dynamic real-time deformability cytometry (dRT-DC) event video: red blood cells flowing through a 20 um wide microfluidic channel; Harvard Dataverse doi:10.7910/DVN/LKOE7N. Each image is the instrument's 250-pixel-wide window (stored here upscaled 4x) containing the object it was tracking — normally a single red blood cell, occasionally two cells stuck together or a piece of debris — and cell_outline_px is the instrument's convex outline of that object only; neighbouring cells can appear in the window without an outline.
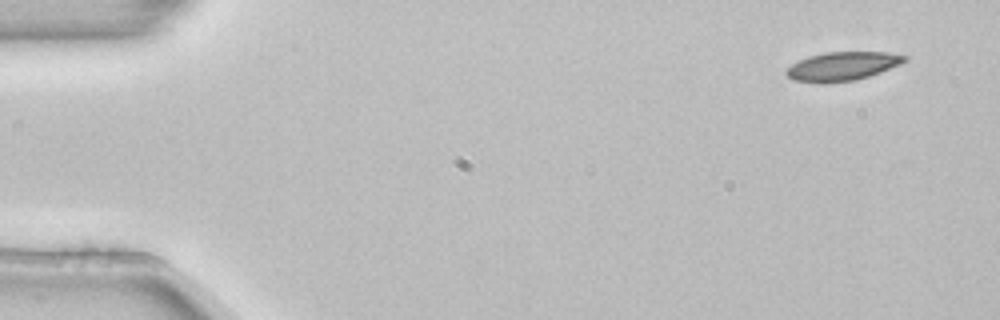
{"species": "common noctule bat (a hibernating species)", "species_latin": "Nyctalus noctula", "temperature_condition": "room temperature", "stored_images_in_passage": 6, "camera_frame_rate_fps": 3000, "um_per_image_px": 0.085, "animal": {"sex": "female", "body_mass_g": 22.7, "forearm_length_mm": 54.2}, "frame": {"image": 1, "passage_image": 1, "time_ms": 0.0, "image_size_px": [1000, 320], "cell_outline_px": [[908, 60], [900, 64], [880, 72], [856, 80], [824, 84], [820, 84], [792, 80], [784, 72], [792, 64], [808, 56], [824, 52], [888, 52], [908, 56]], "centroid_in_image_um": [71.59, 5.64], "position_along_channel_um": 13.4, "area_um2": 20.0}}
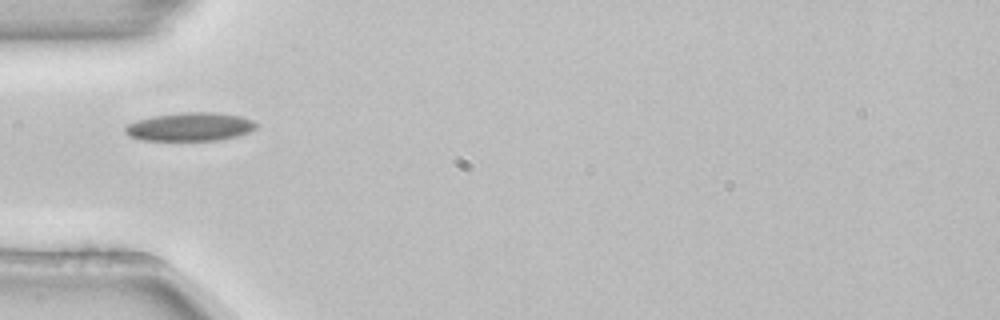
{"frame": {"image": 2, "passage_image": 5, "time_ms": 1.333, "image_size_px": [1000, 320], "cell_outline_px": [[260, 124], [256, 128], [248, 132], [236, 136], [216, 140], [140, 140], [128, 136], [124, 132], [124, 128], [128, 124], [152, 116], [184, 112], [216, 112], [240, 116], [252, 120]], "centroid_in_image_um": [16.16, 10.77], "position_along_channel_um": 68.8, "area_um2": 21.68}}